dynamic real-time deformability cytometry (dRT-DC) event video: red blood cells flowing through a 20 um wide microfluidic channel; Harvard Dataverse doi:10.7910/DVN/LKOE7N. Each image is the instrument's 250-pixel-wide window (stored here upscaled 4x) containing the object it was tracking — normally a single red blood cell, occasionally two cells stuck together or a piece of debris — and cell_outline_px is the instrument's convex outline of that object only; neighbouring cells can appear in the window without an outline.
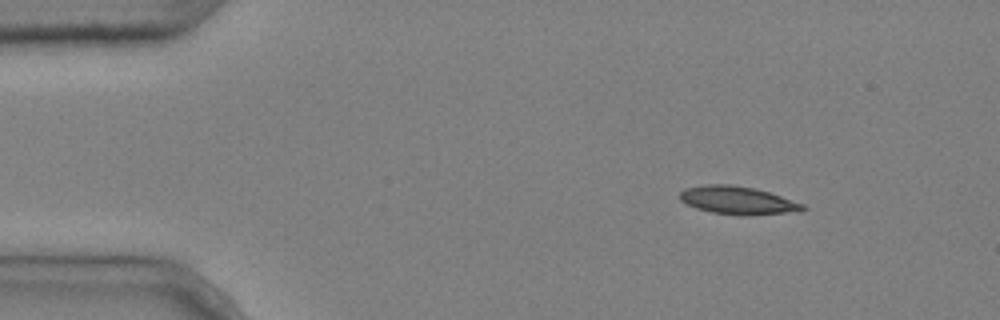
{"species": "common noctule bat (a hibernating species)", "species_latin": "Nyctalus noctula", "temperature_condition": "cold", "stored_images_in_passage": 3, "camera_frame_rate_fps": 3000, "um_per_image_px": 0.085, "animal": {"sex": "male", "body_mass_g": 20.4}, "frame": {"image": 1, "passage_image": 1, "time_ms": 0.0, "image_size_px": [1000, 320], "cell_outline_px": [[808, 208], [800, 212], [748, 216], [712, 212], [696, 208], [680, 200], [680, 192], [684, 188], [704, 184], [728, 184], [752, 188], [768, 192], [804, 204]], "centroid_in_image_um": [62.73, 17.04], "position_along_channel_um": 22.3, "area_um2": 20.11}}